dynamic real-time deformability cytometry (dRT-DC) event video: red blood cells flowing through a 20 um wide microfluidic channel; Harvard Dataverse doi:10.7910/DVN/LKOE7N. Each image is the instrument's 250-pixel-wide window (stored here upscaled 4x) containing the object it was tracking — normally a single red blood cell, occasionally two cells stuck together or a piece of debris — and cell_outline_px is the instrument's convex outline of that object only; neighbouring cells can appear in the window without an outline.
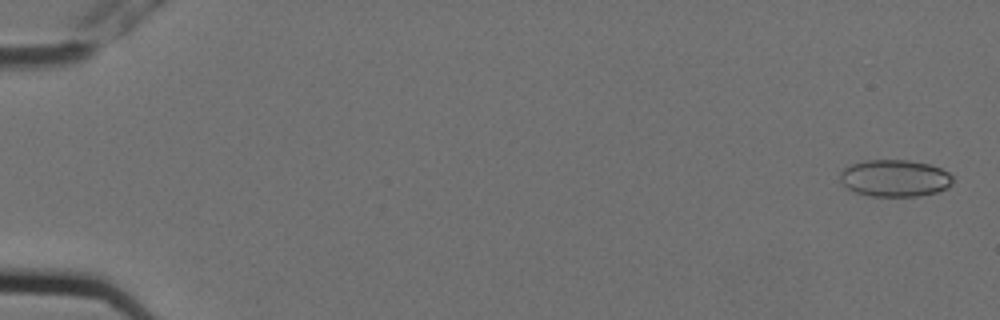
{"species": "Egyptian fruit bat (a non-hibernating species)", "species_latin": "Rousettus aegyptiacus", "temperature_condition": "cold", "stored_images_in_passage": 7, "camera_frame_rate_fps": 3000, "um_per_image_px": 0.085, "animal": {"sex": "female"}, "frame": {"image": 1, "passage_image": 1, "time_ms": 0.0, "image_size_px": [1000, 320], "cell_outline_px": [[952, 184], [948, 188], [936, 192], [920, 196], [872, 196], [856, 192], [848, 188], [840, 180], [840, 172], [844, 168], [852, 164], [864, 160], [908, 160], [928, 164], [940, 168], [948, 172], [952, 176]], "centroid_in_image_um": [76.07, 15.14], "position_along_channel_um": 8.9, "area_um2": 24.22}}
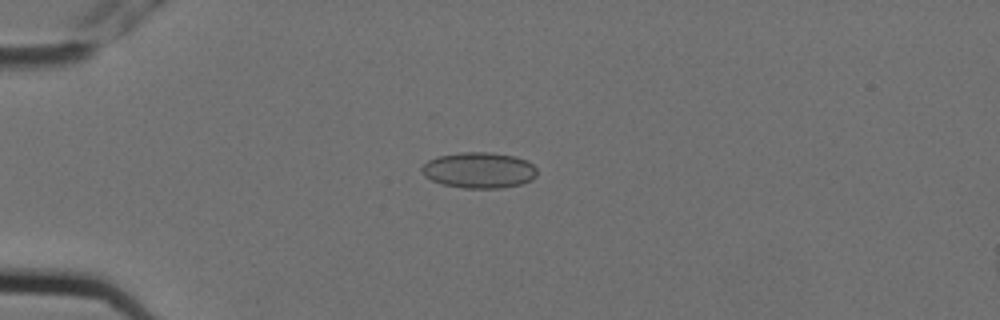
{"frame": {"image": 2, "passage_image": 5, "time_ms": 1.333, "image_size_px": [1000, 320], "cell_outline_px": [[536, 176], [532, 180], [524, 184], [500, 188], [464, 188], [444, 184], [432, 180], [424, 176], [420, 168], [428, 160], [440, 156], [460, 152], [492, 152], [516, 156], [528, 160], [536, 168]], "centroid_in_image_um": [40.76, 14.46], "position_along_channel_um": 44.2, "area_um2": 24.28}}
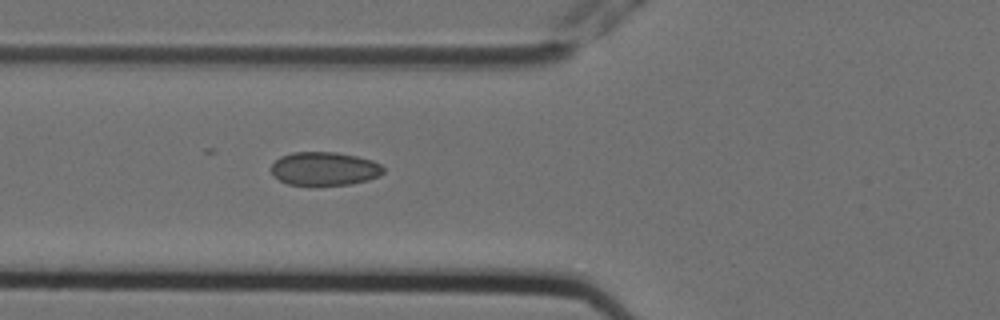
{"frame": {"image": 3, "passage_image": 7, "time_ms": 2.0, "image_size_px": [1000, 320], "cell_outline_px": [[384, 172], [380, 176], [368, 180], [352, 184], [288, 184], [280, 180], [272, 172], [272, 164], [280, 156], [292, 152], [336, 152], [356, 156], [372, 160], [380, 164], [384, 168]], "centroid_in_image_um": [27.61, 14.32], "position_along_channel_um": 98.2, "area_um2": 21.68}}